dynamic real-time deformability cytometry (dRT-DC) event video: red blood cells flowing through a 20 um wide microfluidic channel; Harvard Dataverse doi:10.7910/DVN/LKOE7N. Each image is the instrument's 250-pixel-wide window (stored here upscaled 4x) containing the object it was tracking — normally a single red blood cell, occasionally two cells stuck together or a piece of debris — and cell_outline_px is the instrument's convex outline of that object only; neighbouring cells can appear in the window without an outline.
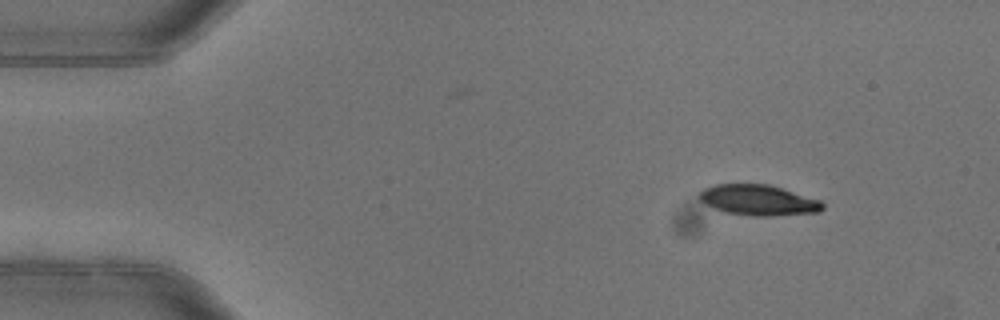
{"species": "common noctule bat (a hibernating species)", "species_latin": "Nyctalus noctula", "temperature_condition": "warm", "stored_images_in_passage": 5, "camera_frame_rate_fps": 3000, "um_per_image_px": 0.085, "animal": {"sex": "female"}, "frame": {"image": 1, "passage_image": 1, "time_ms": 0.0, "image_size_px": [1000, 320], "cell_outline_px": [[824, 208], [820, 212], [772, 216], [752, 216], [724, 212], [700, 200], [696, 196], [704, 188], [716, 184], [768, 184], [820, 200], [824, 204]], "centroid_in_image_um": [64.47, 17.01], "position_along_channel_um": 20.5, "area_um2": 21.91}}
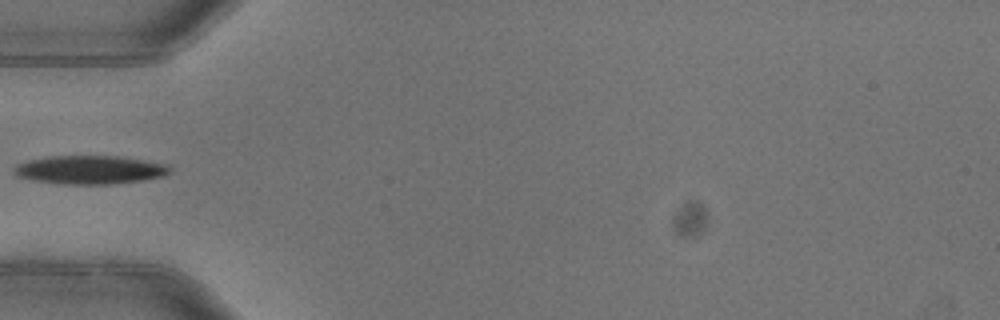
{"frame": {"image": 2, "passage_image": 4, "time_ms": 1.0, "image_size_px": [1000, 320], "cell_outline_px": [[172, 172], [164, 176], [144, 180], [112, 184], [64, 184], [36, 180], [16, 176], [12, 172], [12, 168], [16, 164], [28, 160], [44, 156], [120, 156], [168, 164], [172, 168]], "centroid_in_image_um": [7.65, 14.42], "position_along_channel_um": 77.3, "area_um2": 26.18}}